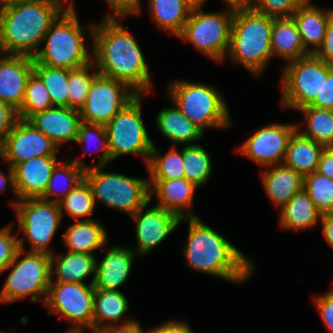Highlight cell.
I'll list each match as a JSON object with an SVG mask.
<instances>
[{"label": "cell", "instance_id": "obj_4", "mask_svg": "<svg viewBox=\"0 0 333 333\" xmlns=\"http://www.w3.org/2000/svg\"><path fill=\"white\" fill-rule=\"evenodd\" d=\"M274 17L251 8L234 11L230 46L225 58L260 77L273 60L271 29Z\"/></svg>", "mask_w": 333, "mask_h": 333}, {"label": "cell", "instance_id": "obj_11", "mask_svg": "<svg viewBox=\"0 0 333 333\" xmlns=\"http://www.w3.org/2000/svg\"><path fill=\"white\" fill-rule=\"evenodd\" d=\"M332 68L315 54L286 63L280 82V105L296 111L309 106L320 96L323 80Z\"/></svg>", "mask_w": 333, "mask_h": 333}, {"label": "cell", "instance_id": "obj_37", "mask_svg": "<svg viewBox=\"0 0 333 333\" xmlns=\"http://www.w3.org/2000/svg\"><path fill=\"white\" fill-rule=\"evenodd\" d=\"M212 161L207 149L200 144L183 146L185 179L203 187L212 175Z\"/></svg>", "mask_w": 333, "mask_h": 333}, {"label": "cell", "instance_id": "obj_35", "mask_svg": "<svg viewBox=\"0 0 333 333\" xmlns=\"http://www.w3.org/2000/svg\"><path fill=\"white\" fill-rule=\"evenodd\" d=\"M149 180H170L185 178L183 169V147L172 146L168 152L162 153L155 143L146 165Z\"/></svg>", "mask_w": 333, "mask_h": 333}, {"label": "cell", "instance_id": "obj_7", "mask_svg": "<svg viewBox=\"0 0 333 333\" xmlns=\"http://www.w3.org/2000/svg\"><path fill=\"white\" fill-rule=\"evenodd\" d=\"M104 168L90 167L84 171V179L90 185L95 205L100 201L102 205L130 217L151 202L149 178L106 172Z\"/></svg>", "mask_w": 333, "mask_h": 333}, {"label": "cell", "instance_id": "obj_57", "mask_svg": "<svg viewBox=\"0 0 333 333\" xmlns=\"http://www.w3.org/2000/svg\"><path fill=\"white\" fill-rule=\"evenodd\" d=\"M65 333H85L84 329L81 328H68L67 331H65Z\"/></svg>", "mask_w": 333, "mask_h": 333}, {"label": "cell", "instance_id": "obj_36", "mask_svg": "<svg viewBox=\"0 0 333 333\" xmlns=\"http://www.w3.org/2000/svg\"><path fill=\"white\" fill-rule=\"evenodd\" d=\"M62 217L68 214L75 221L92 220L95 202L89 183L81 180L63 199L59 202Z\"/></svg>", "mask_w": 333, "mask_h": 333}, {"label": "cell", "instance_id": "obj_25", "mask_svg": "<svg viewBox=\"0 0 333 333\" xmlns=\"http://www.w3.org/2000/svg\"><path fill=\"white\" fill-rule=\"evenodd\" d=\"M50 257L51 282L85 283V279L92 277L90 284H94L96 255L67 251L64 255L52 253Z\"/></svg>", "mask_w": 333, "mask_h": 333}, {"label": "cell", "instance_id": "obj_3", "mask_svg": "<svg viewBox=\"0 0 333 333\" xmlns=\"http://www.w3.org/2000/svg\"><path fill=\"white\" fill-rule=\"evenodd\" d=\"M73 0H11L0 3V53L33 58L52 23Z\"/></svg>", "mask_w": 333, "mask_h": 333}, {"label": "cell", "instance_id": "obj_42", "mask_svg": "<svg viewBox=\"0 0 333 333\" xmlns=\"http://www.w3.org/2000/svg\"><path fill=\"white\" fill-rule=\"evenodd\" d=\"M98 144V149H95L97 152H101L100 158H98V161L91 165V167H100V166H106L112 161V157L109 151L108 146V136L105 126L103 125H97V124H89L81 122L79 125V131L77 134V138L75 143H80V145L85 144ZM89 151H84L85 154H87ZM92 151L90 152V154Z\"/></svg>", "mask_w": 333, "mask_h": 333}, {"label": "cell", "instance_id": "obj_8", "mask_svg": "<svg viewBox=\"0 0 333 333\" xmlns=\"http://www.w3.org/2000/svg\"><path fill=\"white\" fill-rule=\"evenodd\" d=\"M9 269L0 291V304H11L30 296V302L41 301L44 305L51 282L50 255L20 249L3 272Z\"/></svg>", "mask_w": 333, "mask_h": 333}, {"label": "cell", "instance_id": "obj_34", "mask_svg": "<svg viewBox=\"0 0 333 333\" xmlns=\"http://www.w3.org/2000/svg\"><path fill=\"white\" fill-rule=\"evenodd\" d=\"M298 111L303 113L304 121L300 125L296 124L297 130L316 143L333 147V110L305 106Z\"/></svg>", "mask_w": 333, "mask_h": 333}, {"label": "cell", "instance_id": "obj_44", "mask_svg": "<svg viewBox=\"0 0 333 333\" xmlns=\"http://www.w3.org/2000/svg\"><path fill=\"white\" fill-rule=\"evenodd\" d=\"M11 224L0 228V273L13 261L16 253L20 250L19 240L16 233H12Z\"/></svg>", "mask_w": 333, "mask_h": 333}, {"label": "cell", "instance_id": "obj_46", "mask_svg": "<svg viewBox=\"0 0 333 333\" xmlns=\"http://www.w3.org/2000/svg\"><path fill=\"white\" fill-rule=\"evenodd\" d=\"M314 305L329 333H333V288L313 297Z\"/></svg>", "mask_w": 333, "mask_h": 333}, {"label": "cell", "instance_id": "obj_24", "mask_svg": "<svg viewBox=\"0 0 333 333\" xmlns=\"http://www.w3.org/2000/svg\"><path fill=\"white\" fill-rule=\"evenodd\" d=\"M306 0L291 16L298 28L305 49L315 54L322 46L333 8H320Z\"/></svg>", "mask_w": 333, "mask_h": 333}, {"label": "cell", "instance_id": "obj_52", "mask_svg": "<svg viewBox=\"0 0 333 333\" xmlns=\"http://www.w3.org/2000/svg\"><path fill=\"white\" fill-rule=\"evenodd\" d=\"M317 172L333 179V147L324 148L318 163Z\"/></svg>", "mask_w": 333, "mask_h": 333}, {"label": "cell", "instance_id": "obj_15", "mask_svg": "<svg viewBox=\"0 0 333 333\" xmlns=\"http://www.w3.org/2000/svg\"><path fill=\"white\" fill-rule=\"evenodd\" d=\"M296 129L293 123H269L245 139L236 151L263 168L283 164L288 141Z\"/></svg>", "mask_w": 333, "mask_h": 333}, {"label": "cell", "instance_id": "obj_54", "mask_svg": "<svg viewBox=\"0 0 333 333\" xmlns=\"http://www.w3.org/2000/svg\"><path fill=\"white\" fill-rule=\"evenodd\" d=\"M322 235L327 242L328 247L333 249V213H326L321 215L320 220Z\"/></svg>", "mask_w": 333, "mask_h": 333}, {"label": "cell", "instance_id": "obj_45", "mask_svg": "<svg viewBox=\"0 0 333 333\" xmlns=\"http://www.w3.org/2000/svg\"><path fill=\"white\" fill-rule=\"evenodd\" d=\"M109 5L111 12L106 13L103 18L122 19L127 16L138 15L142 13L141 0H105Z\"/></svg>", "mask_w": 333, "mask_h": 333}, {"label": "cell", "instance_id": "obj_29", "mask_svg": "<svg viewBox=\"0 0 333 333\" xmlns=\"http://www.w3.org/2000/svg\"><path fill=\"white\" fill-rule=\"evenodd\" d=\"M128 304V299L121 291L95 289L93 333H97L106 326L127 323L134 319L132 317H124L129 310ZM123 317L125 318L124 320H122Z\"/></svg>", "mask_w": 333, "mask_h": 333}, {"label": "cell", "instance_id": "obj_27", "mask_svg": "<svg viewBox=\"0 0 333 333\" xmlns=\"http://www.w3.org/2000/svg\"><path fill=\"white\" fill-rule=\"evenodd\" d=\"M155 122L159 132L173 143V146L194 145L195 142L199 144L197 142L204 135V132L185 117L174 103L171 107L159 110Z\"/></svg>", "mask_w": 333, "mask_h": 333}, {"label": "cell", "instance_id": "obj_20", "mask_svg": "<svg viewBox=\"0 0 333 333\" xmlns=\"http://www.w3.org/2000/svg\"><path fill=\"white\" fill-rule=\"evenodd\" d=\"M150 200L156 196L158 204L181 218H198L192 203L197 186L185 178L170 180H149Z\"/></svg>", "mask_w": 333, "mask_h": 333}, {"label": "cell", "instance_id": "obj_6", "mask_svg": "<svg viewBox=\"0 0 333 333\" xmlns=\"http://www.w3.org/2000/svg\"><path fill=\"white\" fill-rule=\"evenodd\" d=\"M167 92L183 115L203 132L231 128L227 102L215 86L180 79L168 83Z\"/></svg>", "mask_w": 333, "mask_h": 333}, {"label": "cell", "instance_id": "obj_55", "mask_svg": "<svg viewBox=\"0 0 333 333\" xmlns=\"http://www.w3.org/2000/svg\"><path fill=\"white\" fill-rule=\"evenodd\" d=\"M224 1L226 8L236 11L249 9L251 5V0H222Z\"/></svg>", "mask_w": 333, "mask_h": 333}, {"label": "cell", "instance_id": "obj_43", "mask_svg": "<svg viewBox=\"0 0 333 333\" xmlns=\"http://www.w3.org/2000/svg\"><path fill=\"white\" fill-rule=\"evenodd\" d=\"M306 0H251L250 8L274 18L291 17Z\"/></svg>", "mask_w": 333, "mask_h": 333}, {"label": "cell", "instance_id": "obj_12", "mask_svg": "<svg viewBox=\"0 0 333 333\" xmlns=\"http://www.w3.org/2000/svg\"><path fill=\"white\" fill-rule=\"evenodd\" d=\"M143 96L144 94H138L105 125L112 161L120 156L133 154L143 156L146 165L148 163L153 141L143 122Z\"/></svg>", "mask_w": 333, "mask_h": 333}, {"label": "cell", "instance_id": "obj_19", "mask_svg": "<svg viewBox=\"0 0 333 333\" xmlns=\"http://www.w3.org/2000/svg\"><path fill=\"white\" fill-rule=\"evenodd\" d=\"M28 121L59 148L65 143H75L81 123L79 110L53 106L32 115Z\"/></svg>", "mask_w": 333, "mask_h": 333}, {"label": "cell", "instance_id": "obj_38", "mask_svg": "<svg viewBox=\"0 0 333 333\" xmlns=\"http://www.w3.org/2000/svg\"><path fill=\"white\" fill-rule=\"evenodd\" d=\"M33 72L48 90L53 106L68 107L69 70L34 64Z\"/></svg>", "mask_w": 333, "mask_h": 333}, {"label": "cell", "instance_id": "obj_50", "mask_svg": "<svg viewBox=\"0 0 333 333\" xmlns=\"http://www.w3.org/2000/svg\"><path fill=\"white\" fill-rule=\"evenodd\" d=\"M149 333H194L189 324L183 320H169L149 329Z\"/></svg>", "mask_w": 333, "mask_h": 333}, {"label": "cell", "instance_id": "obj_26", "mask_svg": "<svg viewBox=\"0 0 333 333\" xmlns=\"http://www.w3.org/2000/svg\"><path fill=\"white\" fill-rule=\"evenodd\" d=\"M108 240L105 226L95 219L75 221L62 234L66 251L88 255H96L95 250H103Z\"/></svg>", "mask_w": 333, "mask_h": 333}, {"label": "cell", "instance_id": "obj_33", "mask_svg": "<svg viewBox=\"0 0 333 333\" xmlns=\"http://www.w3.org/2000/svg\"><path fill=\"white\" fill-rule=\"evenodd\" d=\"M152 22L161 31L178 37L194 6L188 0H148Z\"/></svg>", "mask_w": 333, "mask_h": 333}, {"label": "cell", "instance_id": "obj_28", "mask_svg": "<svg viewBox=\"0 0 333 333\" xmlns=\"http://www.w3.org/2000/svg\"><path fill=\"white\" fill-rule=\"evenodd\" d=\"M273 58L280 57L286 63L305 57V49L297 25L292 17L274 18L271 29Z\"/></svg>", "mask_w": 333, "mask_h": 333}, {"label": "cell", "instance_id": "obj_16", "mask_svg": "<svg viewBox=\"0 0 333 333\" xmlns=\"http://www.w3.org/2000/svg\"><path fill=\"white\" fill-rule=\"evenodd\" d=\"M59 149L50 138L36 129L28 120L19 119L1 141L0 158L13 168L35 157L58 156Z\"/></svg>", "mask_w": 333, "mask_h": 333}, {"label": "cell", "instance_id": "obj_48", "mask_svg": "<svg viewBox=\"0 0 333 333\" xmlns=\"http://www.w3.org/2000/svg\"><path fill=\"white\" fill-rule=\"evenodd\" d=\"M309 106L333 110V68L323 80L320 96H316Z\"/></svg>", "mask_w": 333, "mask_h": 333}, {"label": "cell", "instance_id": "obj_1", "mask_svg": "<svg viewBox=\"0 0 333 333\" xmlns=\"http://www.w3.org/2000/svg\"><path fill=\"white\" fill-rule=\"evenodd\" d=\"M92 62L99 74L125 82L138 94H149L153 81L142 49L120 19L89 24Z\"/></svg>", "mask_w": 333, "mask_h": 333}, {"label": "cell", "instance_id": "obj_22", "mask_svg": "<svg viewBox=\"0 0 333 333\" xmlns=\"http://www.w3.org/2000/svg\"><path fill=\"white\" fill-rule=\"evenodd\" d=\"M108 252L100 263L96 262L95 289L120 291L128 281L133 262L137 254L131 247L105 246Z\"/></svg>", "mask_w": 333, "mask_h": 333}, {"label": "cell", "instance_id": "obj_59", "mask_svg": "<svg viewBox=\"0 0 333 333\" xmlns=\"http://www.w3.org/2000/svg\"><path fill=\"white\" fill-rule=\"evenodd\" d=\"M0 333H12V332L2 331V330L0 329Z\"/></svg>", "mask_w": 333, "mask_h": 333}, {"label": "cell", "instance_id": "obj_41", "mask_svg": "<svg viewBox=\"0 0 333 333\" xmlns=\"http://www.w3.org/2000/svg\"><path fill=\"white\" fill-rule=\"evenodd\" d=\"M304 190L321 214L333 213V179L315 171L304 176Z\"/></svg>", "mask_w": 333, "mask_h": 333}, {"label": "cell", "instance_id": "obj_2", "mask_svg": "<svg viewBox=\"0 0 333 333\" xmlns=\"http://www.w3.org/2000/svg\"><path fill=\"white\" fill-rule=\"evenodd\" d=\"M187 221L188 234L183 246L187 267L194 271L232 282L246 283L255 273V265L228 239L198 218Z\"/></svg>", "mask_w": 333, "mask_h": 333}, {"label": "cell", "instance_id": "obj_9", "mask_svg": "<svg viewBox=\"0 0 333 333\" xmlns=\"http://www.w3.org/2000/svg\"><path fill=\"white\" fill-rule=\"evenodd\" d=\"M204 6H194L181 34V41L190 43L200 53L213 60L223 62L227 56L234 11L207 12Z\"/></svg>", "mask_w": 333, "mask_h": 333}, {"label": "cell", "instance_id": "obj_18", "mask_svg": "<svg viewBox=\"0 0 333 333\" xmlns=\"http://www.w3.org/2000/svg\"><path fill=\"white\" fill-rule=\"evenodd\" d=\"M34 60L22 55L0 53V101L16 110L22 107L26 83L33 72Z\"/></svg>", "mask_w": 333, "mask_h": 333}, {"label": "cell", "instance_id": "obj_23", "mask_svg": "<svg viewBox=\"0 0 333 333\" xmlns=\"http://www.w3.org/2000/svg\"><path fill=\"white\" fill-rule=\"evenodd\" d=\"M261 171L264 192L279 210L304 189V176L284 164L268 166Z\"/></svg>", "mask_w": 333, "mask_h": 333}, {"label": "cell", "instance_id": "obj_10", "mask_svg": "<svg viewBox=\"0 0 333 333\" xmlns=\"http://www.w3.org/2000/svg\"><path fill=\"white\" fill-rule=\"evenodd\" d=\"M14 211L17 217L16 231L23 235L18 238L20 249L23 250L25 243H29L27 252L54 253L50 244L58 228L62 227L63 219L58 202L42 198L19 199Z\"/></svg>", "mask_w": 333, "mask_h": 333}, {"label": "cell", "instance_id": "obj_17", "mask_svg": "<svg viewBox=\"0 0 333 333\" xmlns=\"http://www.w3.org/2000/svg\"><path fill=\"white\" fill-rule=\"evenodd\" d=\"M147 203L134 215L130 216L135 223L137 246L134 252L146 256L156 246H159L182 223L181 219L172 212Z\"/></svg>", "mask_w": 333, "mask_h": 333}, {"label": "cell", "instance_id": "obj_31", "mask_svg": "<svg viewBox=\"0 0 333 333\" xmlns=\"http://www.w3.org/2000/svg\"><path fill=\"white\" fill-rule=\"evenodd\" d=\"M90 167L91 165L82 161L80 156H69L65 162L60 161L54 167L45 193L40 198L59 202L84 179V171Z\"/></svg>", "mask_w": 333, "mask_h": 333}, {"label": "cell", "instance_id": "obj_40", "mask_svg": "<svg viewBox=\"0 0 333 333\" xmlns=\"http://www.w3.org/2000/svg\"><path fill=\"white\" fill-rule=\"evenodd\" d=\"M99 74L94 63L74 70H69L68 107L80 110L86 103L90 85Z\"/></svg>", "mask_w": 333, "mask_h": 333}, {"label": "cell", "instance_id": "obj_30", "mask_svg": "<svg viewBox=\"0 0 333 333\" xmlns=\"http://www.w3.org/2000/svg\"><path fill=\"white\" fill-rule=\"evenodd\" d=\"M321 215L303 189L280 209L279 226L287 231H306L320 223Z\"/></svg>", "mask_w": 333, "mask_h": 333}, {"label": "cell", "instance_id": "obj_21", "mask_svg": "<svg viewBox=\"0 0 333 333\" xmlns=\"http://www.w3.org/2000/svg\"><path fill=\"white\" fill-rule=\"evenodd\" d=\"M59 162L57 156H40L15 165L13 174L18 200L40 198Z\"/></svg>", "mask_w": 333, "mask_h": 333}, {"label": "cell", "instance_id": "obj_56", "mask_svg": "<svg viewBox=\"0 0 333 333\" xmlns=\"http://www.w3.org/2000/svg\"><path fill=\"white\" fill-rule=\"evenodd\" d=\"M193 6H205L207 0H188Z\"/></svg>", "mask_w": 333, "mask_h": 333}, {"label": "cell", "instance_id": "obj_58", "mask_svg": "<svg viewBox=\"0 0 333 333\" xmlns=\"http://www.w3.org/2000/svg\"><path fill=\"white\" fill-rule=\"evenodd\" d=\"M8 1H11V0H0V3H5V2H8Z\"/></svg>", "mask_w": 333, "mask_h": 333}, {"label": "cell", "instance_id": "obj_49", "mask_svg": "<svg viewBox=\"0 0 333 333\" xmlns=\"http://www.w3.org/2000/svg\"><path fill=\"white\" fill-rule=\"evenodd\" d=\"M315 55L333 66V14L329 17L326 34L322 46Z\"/></svg>", "mask_w": 333, "mask_h": 333}, {"label": "cell", "instance_id": "obj_47", "mask_svg": "<svg viewBox=\"0 0 333 333\" xmlns=\"http://www.w3.org/2000/svg\"><path fill=\"white\" fill-rule=\"evenodd\" d=\"M19 119L18 110L0 101V141L8 135Z\"/></svg>", "mask_w": 333, "mask_h": 333}, {"label": "cell", "instance_id": "obj_14", "mask_svg": "<svg viewBox=\"0 0 333 333\" xmlns=\"http://www.w3.org/2000/svg\"><path fill=\"white\" fill-rule=\"evenodd\" d=\"M137 95L125 82L98 74L90 85L86 103L79 110L81 122L105 126Z\"/></svg>", "mask_w": 333, "mask_h": 333}, {"label": "cell", "instance_id": "obj_5", "mask_svg": "<svg viewBox=\"0 0 333 333\" xmlns=\"http://www.w3.org/2000/svg\"><path fill=\"white\" fill-rule=\"evenodd\" d=\"M87 30L88 26L80 24L72 2L49 27L42 41V45L46 42L44 47L33 57L34 64L67 70L88 65L92 62V53L87 47Z\"/></svg>", "mask_w": 333, "mask_h": 333}, {"label": "cell", "instance_id": "obj_13", "mask_svg": "<svg viewBox=\"0 0 333 333\" xmlns=\"http://www.w3.org/2000/svg\"><path fill=\"white\" fill-rule=\"evenodd\" d=\"M95 286L86 283L50 282L44 306L48 316L57 314L70 322V328L88 329L93 333Z\"/></svg>", "mask_w": 333, "mask_h": 333}, {"label": "cell", "instance_id": "obj_53", "mask_svg": "<svg viewBox=\"0 0 333 333\" xmlns=\"http://www.w3.org/2000/svg\"><path fill=\"white\" fill-rule=\"evenodd\" d=\"M7 173H3L0 169V193H4L8 187L10 191H12L13 195L15 196L13 202H11V205L13 207V210L15 208V203L18 201L17 193L15 190V184H14V174H13V168H11L9 165L7 167Z\"/></svg>", "mask_w": 333, "mask_h": 333}, {"label": "cell", "instance_id": "obj_51", "mask_svg": "<svg viewBox=\"0 0 333 333\" xmlns=\"http://www.w3.org/2000/svg\"><path fill=\"white\" fill-rule=\"evenodd\" d=\"M97 333H146L141 324L134 318L127 323L114 324L104 327ZM149 333V330L147 331Z\"/></svg>", "mask_w": 333, "mask_h": 333}, {"label": "cell", "instance_id": "obj_39", "mask_svg": "<svg viewBox=\"0 0 333 333\" xmlns=\"http://www.w3.org/2000/svg\"><path fill=\"white\" fill-rule=\"evenodd\" d=\"M53 107L50 95L41 79L32 72L29 76L19 118L28 120L32 115Z\"/></svg>", "mask_w": 333, "mask_h": 333}, {"label": "cell", "instance_id": "obj_32", "mask_svg": "<svg viewBox=\"0 0 333 333\" xmlns=\"http://www.w3.org/2000/svg\"><path fill=\"white\" fill-rule=\"evenodd\" d=\"M325 146L302 135L297 129L291 135L283 164L305 176L317 171Z\"/></svg>", "mask_w": 333, "mask_h": 333}]
</instances>
